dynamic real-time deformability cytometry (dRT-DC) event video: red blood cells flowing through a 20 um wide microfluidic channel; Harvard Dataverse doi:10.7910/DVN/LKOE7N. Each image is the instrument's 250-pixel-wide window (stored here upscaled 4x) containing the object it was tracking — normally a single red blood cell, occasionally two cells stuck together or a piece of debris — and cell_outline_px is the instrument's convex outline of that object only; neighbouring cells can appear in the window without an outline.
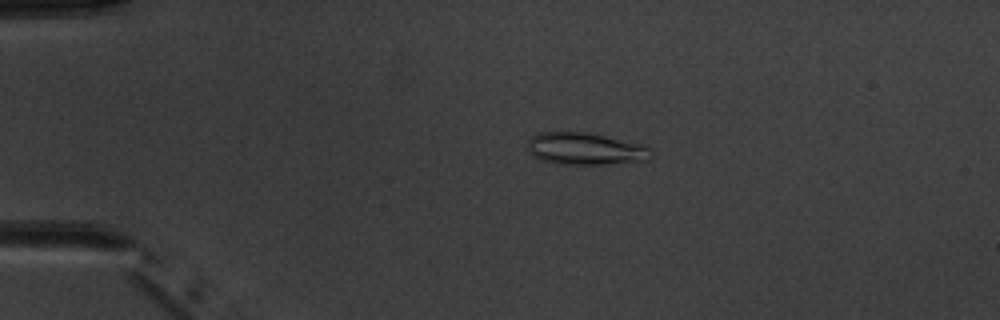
{"species": "common noctule bat (a hibernating species)", "species_latin": "Nyctalus noctula", "temperature_condition": "warm", "stored_images_in_passage": 7, "camera_frame_rate_fps": 3000, "um_per_image_px": 0.085, "animal": {"sex": "male", "body_mass_g": 20.1, "forearm_length_mm": 53.5}, "frame": {"image": 1, "passage_image": 2, "time_ms": 2.333, "image_size_px": [1000, 320], "cell_outline_px": [[652, 156], [648, 160], [604, 164], [560, 164], [544, 160], [532, 156], [528, 152], [528, 140], [532, 136], [540, 132], [584, 132], [644, 144], [648, 148]], "centroid_in_image_um": [49.73, 12.64], "position_along_channel_um": 35.3, "area_um2": 22.95}}
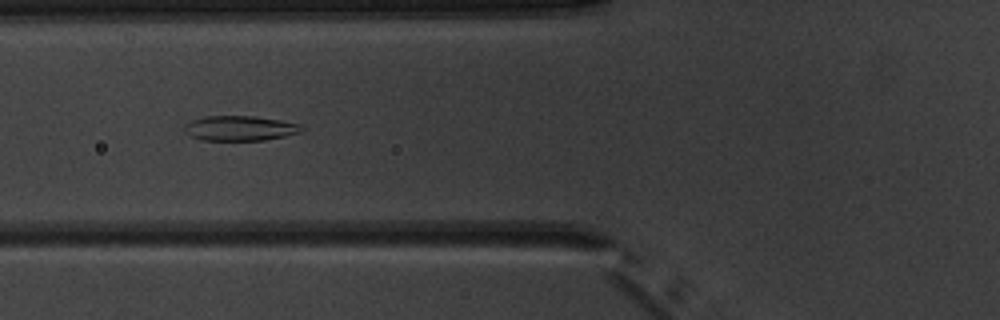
{"frame": {"image": 2, "passage_image": 5, "time_ms": 5.333, "image_size_px": [1000, 320], "cell_outline_px": [[304, 132], [264, 140], [200, 140], [184, 132], [184, 124], [192, 120], [204, 116], [252, 116], [280, 120], [300, 124], [304, 128]], "centroid_in_image_um": [20.4, 10.9], "position_along_channel_um": 105.4, "area_um2": 17.11}}
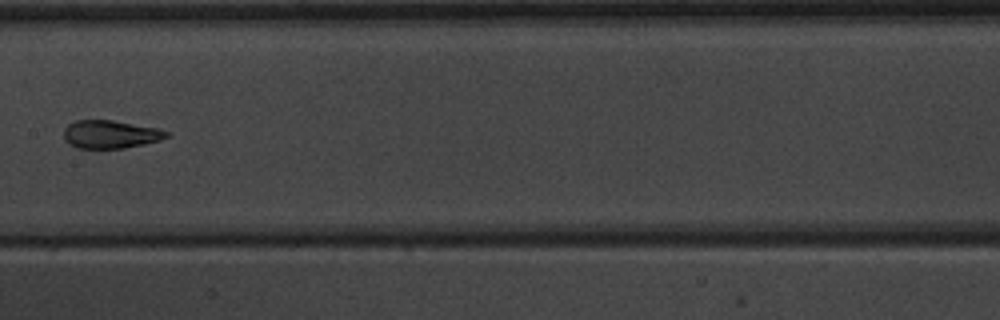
{"frame": {"image": 3, "passage_image": 7, "time_ms": 7.667, "image_size_px": [1000, 320], "cell_outline_px": [[168, 136], [160, 140], [144, 144], [124, 148], [76, 148], [68, 144], [64, 140], [64, 128], [68, 124], [76, 120], [112, 120], [160, 128], [168, 132]], "centroid_in_image_um": [9.37, 11.41], "position_along_channel_um": 198.0, "area_um2": 16.94}}